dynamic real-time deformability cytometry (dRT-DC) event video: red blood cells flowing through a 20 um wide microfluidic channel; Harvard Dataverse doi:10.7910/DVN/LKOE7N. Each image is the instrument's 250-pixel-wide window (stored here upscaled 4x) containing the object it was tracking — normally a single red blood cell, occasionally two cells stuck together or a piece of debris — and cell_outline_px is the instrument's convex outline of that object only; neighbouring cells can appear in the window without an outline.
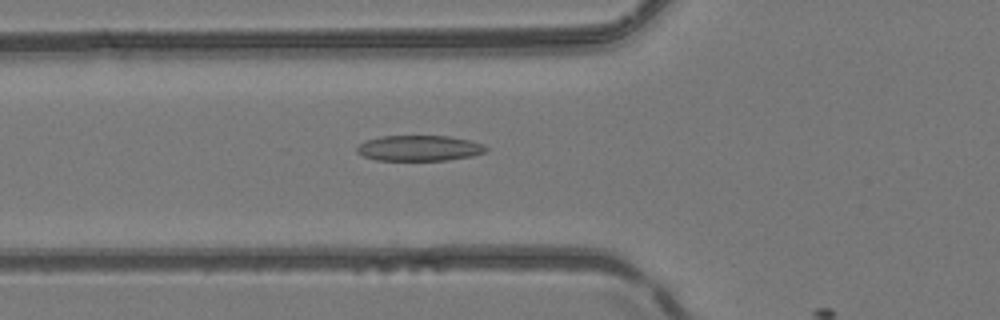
{"species": "common noctule bat (a hibernating species)", "species_latin": "Nyctalus noctula", "temperature_condition": "room temperature", "stored_images_in_passage": 6, "camera_frame_rate_fps": 3000, "um_per_image_px": 0.085, "animal": {"sex": "female", "body_mass_g": 24.6, "forearm_length_mm": 56.2}, "frame": {"image": 1, "passage_image": 5, "time_ms": 1.333, "image_size_px": [1000, 320], "cell_outline_px": [[488, 148], [484, 152], [472, 156], [448, 160], [376, 160], [364, 156], [356, 152], [356, 148], [360, 144], [368, 140], [380, 136], [448, 136], [468, 140], [484, 144]], "centroid_in_image_um": [35.64, 12.59], "position_along_channel_um": 90.2, "area_um2": 19.13}}